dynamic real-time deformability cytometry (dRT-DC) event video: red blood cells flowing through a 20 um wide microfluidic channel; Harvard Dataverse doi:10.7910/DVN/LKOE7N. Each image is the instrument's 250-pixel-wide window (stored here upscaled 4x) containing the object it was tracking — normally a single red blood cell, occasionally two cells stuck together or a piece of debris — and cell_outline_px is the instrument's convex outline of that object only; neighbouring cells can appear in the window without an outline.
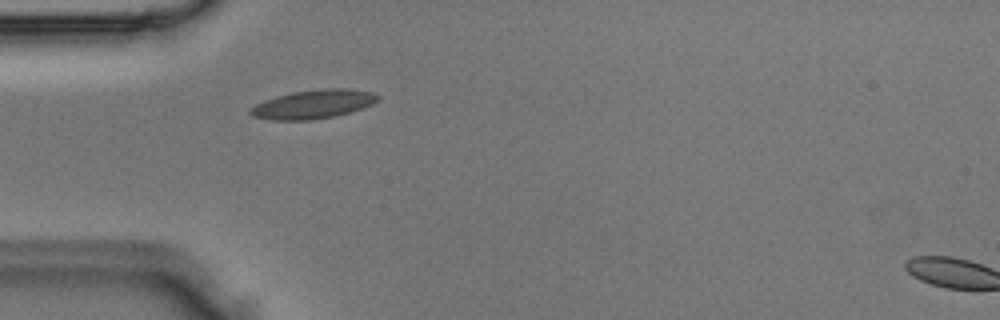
{"species": "Egyptian fruit bat (a non-hibernating species)", "species_latin": "Rousettus aegyptiacus", "temperature_condition": "room temperature", "stored_images_in_passage": 2, "camera_frame_rate_fps": 3000, "um_per_image_px": 0.085, "animal": {"sex": "male"}, "frame": {"image": 1, "passage_image": 1, "time_ms": 0.0, "image_size_px": [1000, 320], "cell_outline_px": [[380, 100], [372, 104], [348, 112], [332, 116], [312, 120], [272, 120], [252, 116], [248, 112], [256, 104], [264, 100], [276, 96], [292, 92], [320, 88], [348, 88], [372, 92], [380, 96]], "centroid_in_image_um": [26.63, 8.84], "position_along_channel_um": 58.4, "area_um2": 21.33}}